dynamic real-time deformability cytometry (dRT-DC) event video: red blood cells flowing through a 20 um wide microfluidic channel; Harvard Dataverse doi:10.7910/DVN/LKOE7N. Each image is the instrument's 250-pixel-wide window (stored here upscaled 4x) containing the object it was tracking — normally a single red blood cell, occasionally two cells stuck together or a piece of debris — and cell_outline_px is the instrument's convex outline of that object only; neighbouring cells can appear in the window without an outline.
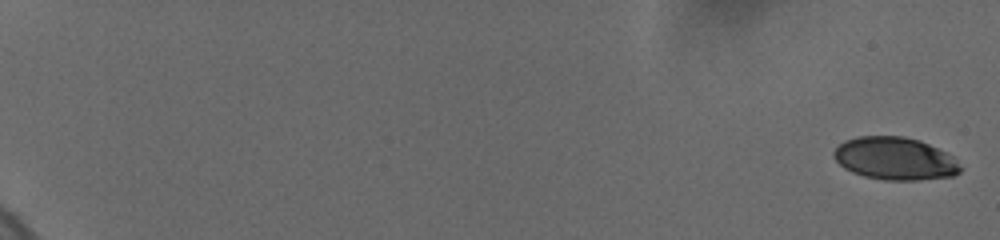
{"species": "human", "species_latin": "Homo sapiens", "temperature_condition": "cold", "stored_images_in_passage": 17, "camera_frame_rate_fps": 3000, "um_per_image_px": 0.085, "donor": {"sex": "female"}, "frame": {"image": 1, "passage_image": 1, "time_ms": 0.0, "image_size_px": [1000, 240], "cell_outline_px": [[964, 168], [960, 172], [952, 176], [920, 180], [884, 180], [864, 176], [852, 172], [844, 168], [832, 156], [832, 152], [844, 140], [860, 136], [904, 136], [920, 140], [952, 156]], "centroid_in_image_um": [76.07, 13.48], "position_along_channel_um": 8.9, "area_um2": 31.56}}
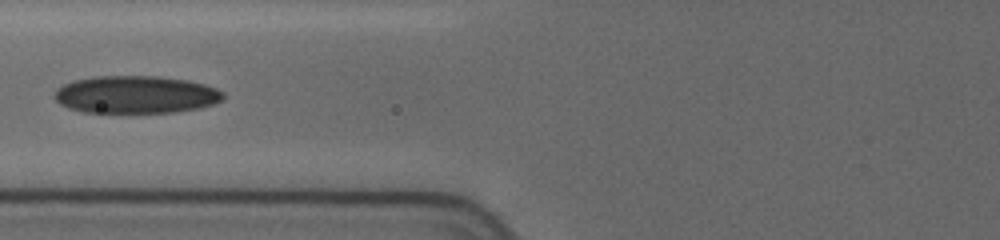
{"frame": {"image": 2, "passage_image": 12, "time_ms": 9.0, "image_size_px": [1000, 240], "cell_outline_px": [[224, 100], [200, 108], [172, 112], [80, 112], [68, 108], [60, 104], [52, 96], [56, 88], [64, 84], [76, 80], [96, 76], [156, 76], [188, 80], [204, 84], [216, 88], [224, 92]], "centroid_in_image_um": [11.54, 8.04], "position_along_channel_um": 114.3, "area_um2": 37.05}}
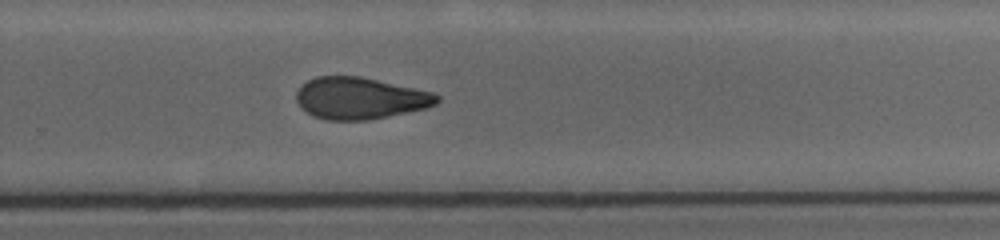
{"frame": {"image": 3, "passage_image": 17, "time_ms": 14.0, "image_size_px": [1000, 240], "cell_outline_px": [[440, 100], [436, 104], [428, 108], [368, 120], [328, 120], [312, 116], [300, 108], [296, 100], [296, 92], [300, 84], [316, 76], [360, 76], [432, 92], [440, 96]], "centroid_in_image_um": [30.57, 8.35], "position_along_channel_um": 299.2, "area_um2": 34.45}}